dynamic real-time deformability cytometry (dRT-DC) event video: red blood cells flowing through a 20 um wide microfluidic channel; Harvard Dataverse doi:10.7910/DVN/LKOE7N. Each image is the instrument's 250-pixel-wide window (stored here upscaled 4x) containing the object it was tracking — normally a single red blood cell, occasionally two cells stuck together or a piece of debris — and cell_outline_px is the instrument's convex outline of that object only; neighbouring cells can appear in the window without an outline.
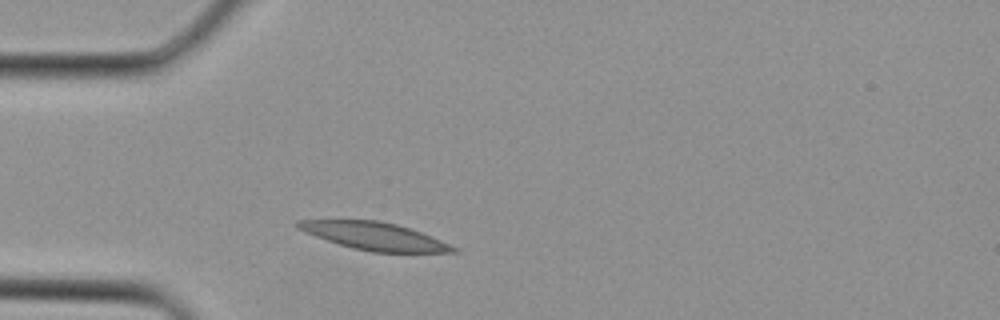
{"species": "Egyptian fruit bat (a non-hibernating species)", "species_latin": "Rousettus aegyptiacus", "temperature_condition": "cold", "stored_images_in_passage": 1, "camera_frame_rate_fps": 3000, "um_per_image_px": 0.085, "animal": {"sex": "female"}, "frame": {"image": 1, "passage_image": 1, "time_ms": 0.0, "image_size_px": [1000, 320], "cell_outline_px": [[460, 252], [372, 252], [352, 248], [304, 232], [296, 228], [296, 220], [380, 220], [396, 224], [420, 232], [460, 248]], "centroid_in_image_um": [31.84, 20.07], "position_along_channel_um": 53.2, "area_um2": 24.8}}